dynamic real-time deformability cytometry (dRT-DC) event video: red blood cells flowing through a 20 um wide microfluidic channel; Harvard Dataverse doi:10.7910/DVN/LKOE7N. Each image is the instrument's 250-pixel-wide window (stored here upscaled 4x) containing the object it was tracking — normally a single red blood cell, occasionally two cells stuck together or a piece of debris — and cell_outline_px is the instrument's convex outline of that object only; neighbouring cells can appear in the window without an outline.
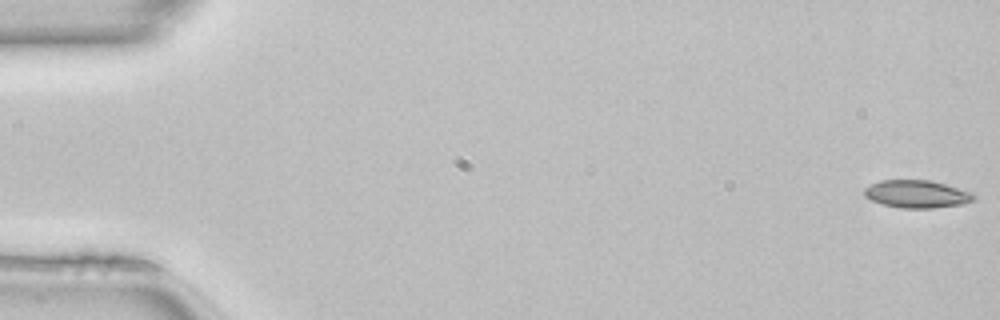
{"species": "common noctule bat (a hibernating species)", "species_latin": "Nyctalus noctula", "temperature_condition": "room temperature", "stored_images_in_passage": 50, "camera_frame_rate_fps": 3000, "um_per_image_px": 0.085, "animal": {"sex": "female", "body_mass_g": 22.7, "forearm_length_mm": 54.2}, "frame": {"image": 1, "passage_image": 1, "time_ms": 0.0, "image_size_px": [1000, 320], "cell_outline_px": [[976, 196], [972, 200], [964, 204], [932, 208], [900, 208], [880, 204], [864, 196], [864, 188], [880, 180], [932, 180], [972, 192]], "centroid_in_image_um": [77.92, 16.49], "position_along_channel_um": 7.1, "area_um2": 17.74}}
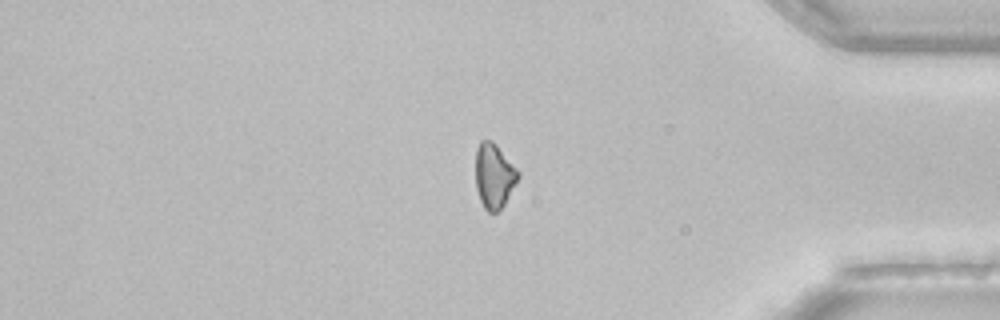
{"frame": {"image": 2, "passage_image": 42, "time_ms": 13.667, "image_size_px": [1000, 320], "cell_outline_px": [[520, 176], [504, 204], [496, 212], [488, 212], [484, 208], [480, 200], [476, 188], [476, 148], [480, 140], [492, 140], [496, 144], [520, 172]], "centroid_in_image_um": [41.99, 14.93], "position_along_channel_um": 393.2, "area_um2": 16.01}}
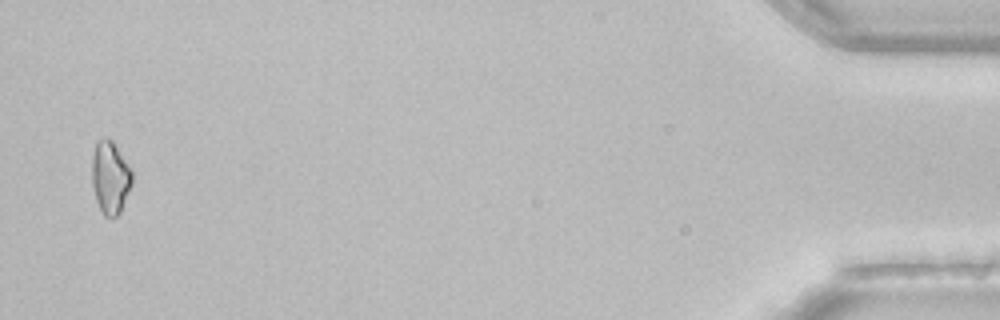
{"frame": {"image": 3, "passage_image": 49, "time_ms": 16.0, "image_size_px": [1000, 320], "cell_outline_px": [[132, 184], [120, 212], [116, 216], [104, 216], [100, 212], [96, 200], [92, 184], [92, 156], [96, 140], [112, 140], [132, 168]], "centroid_in_image_um": [9.37, 15.09], "position_along_channel_um": 425.8, "area_um2": 17.05}, "authors_computed_cell_mechanics": {"area_um2": 17.3689, "velocity_mm_per_s": 4.1274, "shape_relaxation_time_tau1_ms": 11.1634, "shape_relaxation_time_tau2_ms": 9.9279, "deformation_change_tau1": 0.2007, "deformation_change_tau2": 0.2099}}